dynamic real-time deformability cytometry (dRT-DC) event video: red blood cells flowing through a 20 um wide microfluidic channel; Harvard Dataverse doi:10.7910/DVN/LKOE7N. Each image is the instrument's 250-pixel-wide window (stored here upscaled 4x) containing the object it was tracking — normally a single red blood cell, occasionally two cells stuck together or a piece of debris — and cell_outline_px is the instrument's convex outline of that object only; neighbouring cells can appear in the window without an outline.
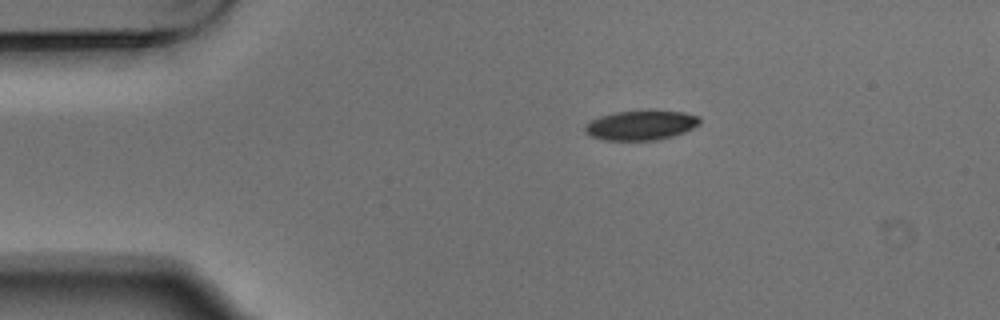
{"species": "Egyptian fruit bat (a non-hibernating species)", "species_latin": "Rousettus aegyptiacus", "temperature_condition": "warm", "stored_images_in_passage": 3, "segment_of_instrument_passage": [1, 2], "camera_frame_rate_fps": 3000, "um_per_image_px": 0.085, "animal": {"sex": "male"}, "frame": {"image": 1, "passage_image": 1, "time_ms": 0.0, "image_size_px": [1000, 320], "cell_outline_px": [[700, 124], [684, 132], [672, 136], [656, 140], [604, 140], [592, 136], [584, 132], [584, 128], [592, 120], [600, 116], [612, 112], [684, 112], [700, 116]], "centroid_in_image_um": [54.48, 10.66], "position_along_channel_um": 30.5, "area_um2": 19.36}}